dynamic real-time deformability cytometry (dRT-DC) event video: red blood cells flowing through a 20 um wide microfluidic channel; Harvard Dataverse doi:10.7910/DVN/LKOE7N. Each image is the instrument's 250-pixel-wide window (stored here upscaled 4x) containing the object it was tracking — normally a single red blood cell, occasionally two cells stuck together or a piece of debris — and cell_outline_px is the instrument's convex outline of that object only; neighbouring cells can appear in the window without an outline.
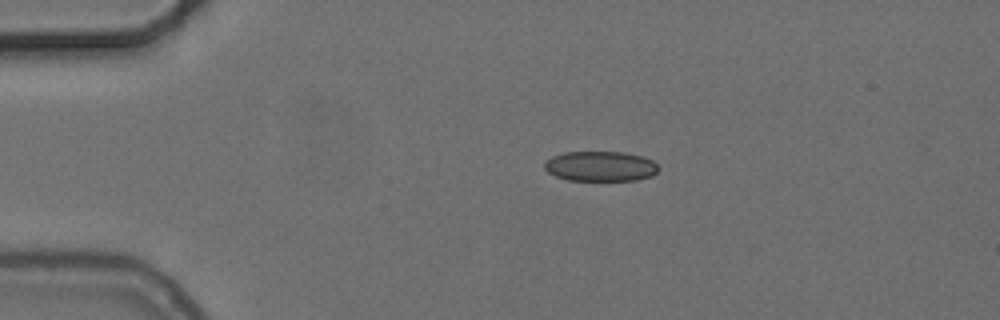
{"species": "common noctule bat (a hibernating species)", "species_latin": "Nyctalus noctula", "temperature_condition": "cold", "stored_images_in_passage": 44, "camera_frame_rate_fps": 3000, "um_per_image_px": 0.085, "animal": {"sex": "female", "body_mass_g": 24.6, "forearm_length_mm": 56.2}, "frame": {"image": 1, "passage_image": 1, "time_ms": 0.0, "image_size_px": [1000, 320], "cell_outline_px": [[660, 168], [652, 176], [636, 180], [568, 180], [556, 176], [548, 172], [544, 168], [544, 164], [552, 156], [564, 152], [624, 152], [640, 156], [652, 160]], "centroid_in_image_um": [51.04, 14.13], "position_along_channel_um": 34.0, "area_um2": 19.88}}
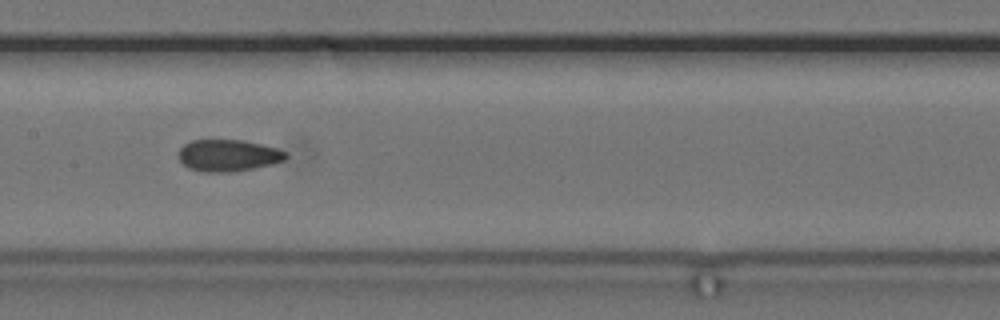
{"frame": {"image": 2, "passage_image": 17, "time_ms": 5.333, "image_size_px": [1000, 320], "cell_outline_px": [[288, 156], [284, 160], [272, 164], [252, 168], [228, 172], [204, 172], [188, 168], [176, 156], [180, 148], [184, 144], [192, 140], [244, 140], [280, 148], [288, 152]], "centroid_in_image_um": [19.4, 13.2], "position_along_channel_um": 188.0, "area_um2": 20.06}}
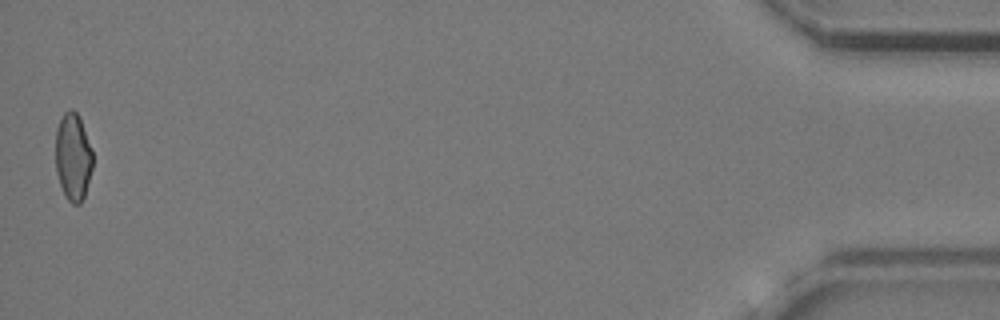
{"frame": {"image": 3, "passage_image": 44, "time_ms": 14.333, "image_size_px": [1000, 320], "cell_outline_px": [[92, 168], [84, 196], [80, 204], [72, 204], [64, 196], [56, 172], [56, 128], [64, 112], [72, 108], [80, 116], [92, 148]], "centroid_in_image_um": [6.21, 13.31], "position_along_channel_um": 429.0, "area_um2": 19.07}, "authors_computed_cell_mechanics": {"area_um2": 20.0566, "velocity_mm_per_s": 3.7293, "shape_relaxation_time_tau1_ms": null, "shape_relaxation_time_tau2_ms": 3.8448, "deformation_change_tau1": null, "deformation_change_tau2": 0.1015}}